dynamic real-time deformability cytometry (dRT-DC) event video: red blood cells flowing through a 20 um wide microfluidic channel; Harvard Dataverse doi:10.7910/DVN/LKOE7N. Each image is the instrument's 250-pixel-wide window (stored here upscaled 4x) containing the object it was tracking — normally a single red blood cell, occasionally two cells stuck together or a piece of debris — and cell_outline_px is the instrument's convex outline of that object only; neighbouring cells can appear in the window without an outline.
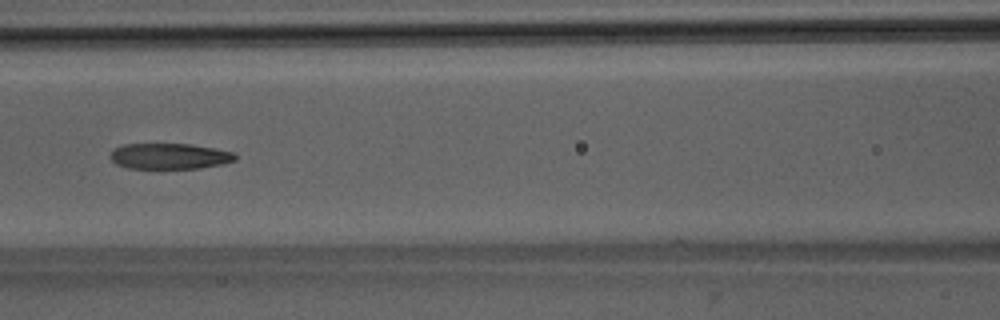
{"species": "Egyptian fruit bat (a non-hibernating species)", "species_latin": "Rousettus aegyptiacus", "temperature_condition": "room temperature", "stored_images_in_passage": 51, "camera_frame_rate_fps": 3000, "um_per_image_px": 0.085, "animal": {"sex": "male"}, "frame": {"image": 1, "passage_image": 23, "time_ms": 7.333, "image_size_px": [1000, 320], "cell_outline_px": [[236, 160], [224, 164], [200, 168], [128, 168], [116, 164], [112, 160], [112, 148], [124, 144], [192, 144], [236, 152]], "centroid_in_image_um": [14.45, 13.27], "position_along_channel_um": 152.1, "area_um2": 18.84}}
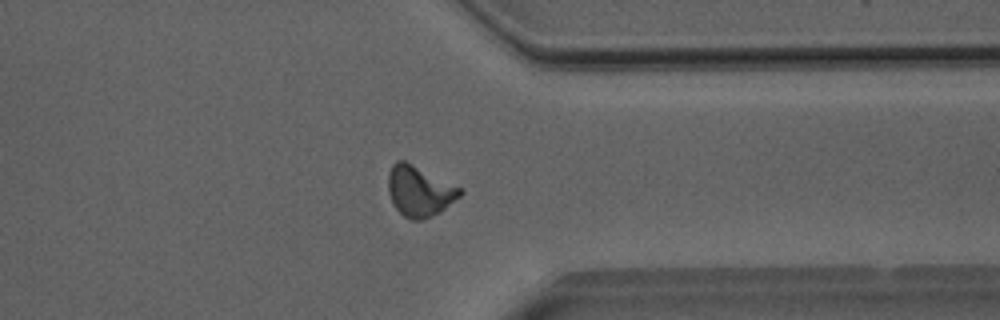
{"frame": {"image": 2, "passage_image": 40, "time_ms": 13.0, "image_size_px": [1000, 320], "cell_outline_px": [[464, 192], [460, 196], [444, 208], [432, 216], [424, 220], [412, 220], [404, 216], [392, 204], [388, 192], [388, 172], [392, 164], [396, 160], [404, 160], [464, 188]], "centroid_in_image_um": [35.65, 16.23], "position_along_channel_um": 375.8, "area_um2": 21.33}}
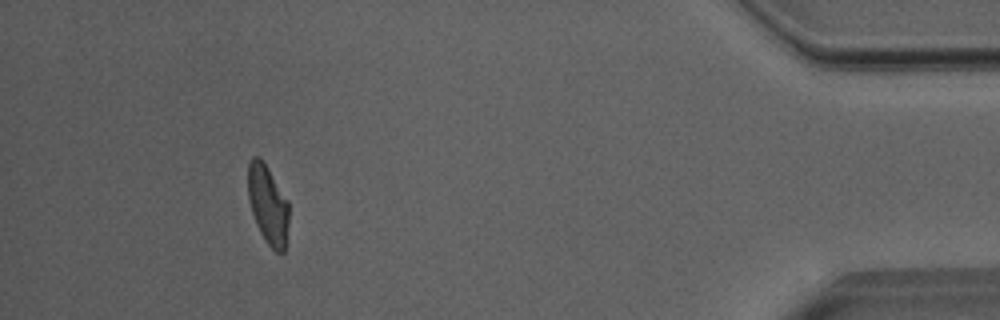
{"frame": {"image": 3, "passage_image": 47, "time_ms": 15.333, "image_size_px": [1000, 320], "cell_outline_px": [[288, 224], [284, 252], [276, 252], [268, 244], [260, 232], [256, 224], [248, 200], [248, 160], [252, 156], [260, 156], [264, 160], [288, 200]], "centroid_in_image_um": [22.76, 17.32], "position_along_channel_um": 412.4, "area_um2": 19.02}, "authors_computed_cell_mechanics": {"area_um2": 20.3456, "velocity_mm_per_s": 4.0121, "shape_relaxation_time_tau1_ms": 8.8526, "shape_relaxation_time_tau2_ms": 1.8081, "deformation_change_tau1": 0.2465, "deformation_change_tau2": 0.0965}}